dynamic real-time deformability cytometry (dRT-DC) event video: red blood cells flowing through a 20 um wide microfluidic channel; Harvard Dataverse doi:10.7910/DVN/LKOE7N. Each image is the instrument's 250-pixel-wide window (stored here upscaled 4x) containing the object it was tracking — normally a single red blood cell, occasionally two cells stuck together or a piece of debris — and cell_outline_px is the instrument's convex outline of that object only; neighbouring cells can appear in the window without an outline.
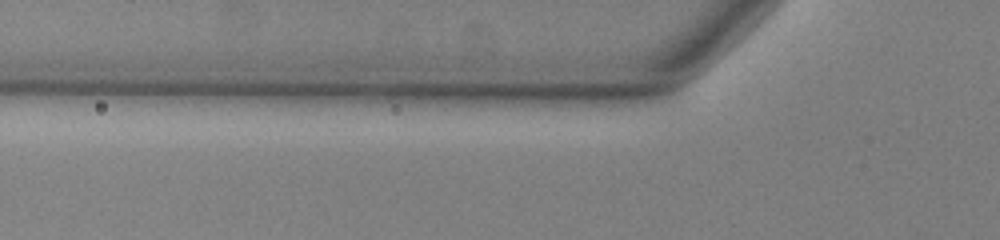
{"species": "common noctule bat (a hibernating species)", "species_latin": "Nyctalus noctula", "temperature_condition": "warm", "stored_images_in_passage": 3, "camera_frame_rate_fps": 3000, "um_per_image_px": 0.085, "animal": {"sex": "male", "body_mass_g": 13.0, "forearm_length_mm": 53.1}, "frame": {"image": 1, "passage_image": 2, "time_ms": 0.333, "image_size_px": [1000, 240], "cell_outline_px": [[628, 152], [612, 156], [504, 156], [460, 152], [456, 148], [464, 140], [600, 144], [624, 148]], "centroid_in_image_um": [45.71, 12.66], "position_along_channel_um": 80.1, "area_um2": 15.32}}